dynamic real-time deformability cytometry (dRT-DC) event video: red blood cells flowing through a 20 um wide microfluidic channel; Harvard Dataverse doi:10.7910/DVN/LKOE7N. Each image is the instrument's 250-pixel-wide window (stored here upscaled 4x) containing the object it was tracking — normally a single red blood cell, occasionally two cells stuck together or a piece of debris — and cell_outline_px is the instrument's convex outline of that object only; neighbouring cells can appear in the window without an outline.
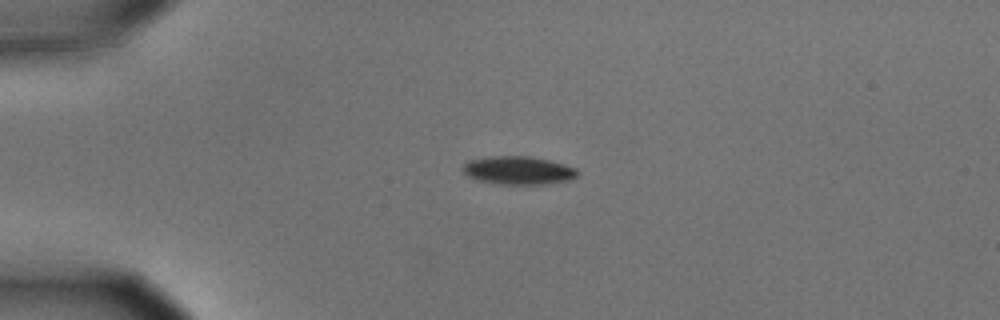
{"species": "common noctule bat (a hibernating species)", "species_latin": "Nyctalus noctula", "temperature_condition": "cold", "stored_images_in_passage": 43, "camera_frame_rate_fps": 3000, "um_per_image_px": 0.085, "animal": {"sex": "male", "body_mass_g": 15.6}, "frame": {"image": 1, "passage_image": 1, "time_ms": 0.0, "image_size_px": [1000, 320], "cell_outline_px": [[580, 172], [576, 176], [568, 180], [544, 184], [500, 184], [476, 180], [468, 176], [460, 168], [468, 160], [488, 156], [528, 156], [548, 160], [576, 168]], "centroid_in_image_um": [44.01, 14.48], "position_along_channel_um": 41.0, "area_um2": 18.84}}
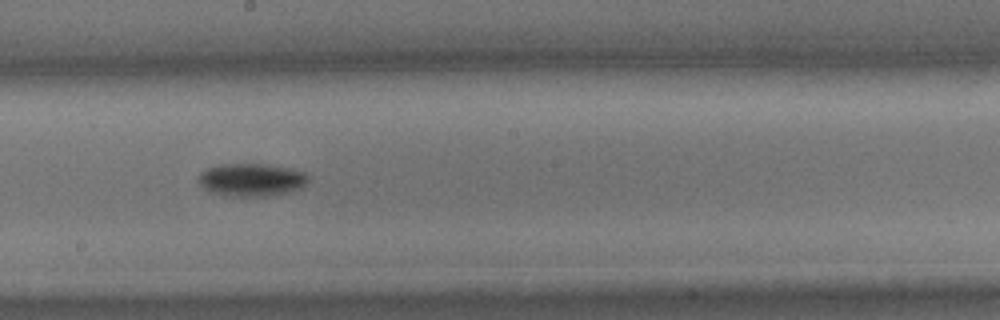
{"frame": {"image": 2, "passage_image": 19, "time_ms": 6.0, "image_size_px": [1000, 320], "cell_outline_px": [[308, 180], [300, 188], [292, 192], [268, 196], [232, 196], [216, 192], [204, 188], [196, 180], [200, 172], [208, 168], [220, 164], [264, 164], [288, 168], [304, 172], [308, 176]], "centroid_in_image_um": [21.37, 15.28], "position_along_channel_um": 226.8, "area_um2": 20.87}}
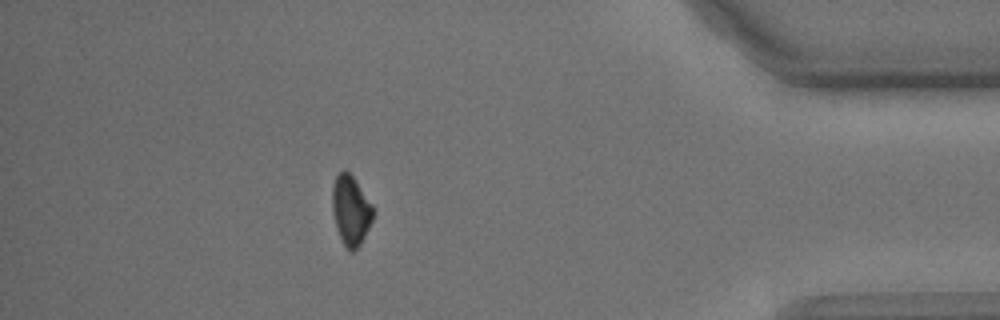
{"frame": {"image": 3, "passage_image": 37, "time_ms": 12.0, "image_size_px": [1000, 320], "cell_outline_px": [[372, 220], [360, 244], [352, 252], [344, 244], [336, 228], [332, 212], [332, 184], [336, 176], [340, 172], [348, 172], [352, 176], [372, 204]], "centroid_in_image_um": [29.79, 17.86], "position_along_channel_um": 405.4, "area_um2": 16.13}, "authors_computed_cell_mechanics": {"area_um2": 19.1896, "velocity_mm_per_s": 3.6348, "shape_relaxation_time_tau1_ms": 3.5584, "shape_relaxation_time_tau2_ms": null, "deformation_change_tau1": 0.1294, "deformation_change_tau2": null}}